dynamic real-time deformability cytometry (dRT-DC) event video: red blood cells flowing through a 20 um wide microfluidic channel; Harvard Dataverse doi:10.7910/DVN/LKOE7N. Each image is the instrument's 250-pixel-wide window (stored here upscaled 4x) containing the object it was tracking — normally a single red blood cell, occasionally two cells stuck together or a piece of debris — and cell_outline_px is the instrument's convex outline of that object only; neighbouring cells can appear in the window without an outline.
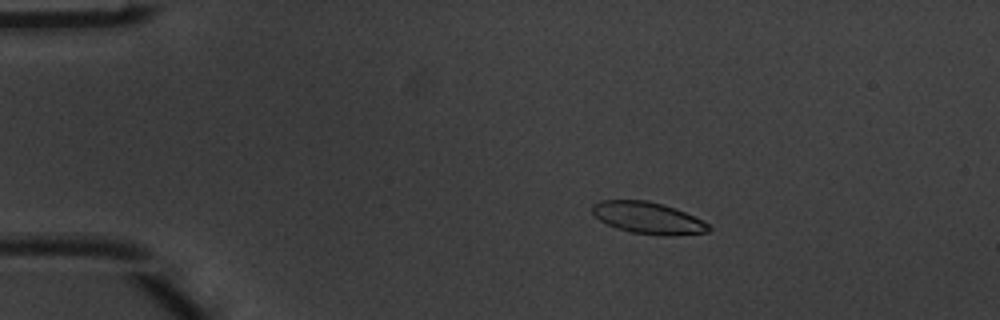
{"species": "common noctule bat (a hibernating species)", "species_latin": "Nyctalus noctula", "temperature_condition": "warm", "stored_images_in_passage": 8, "camera_frame_rate_fps": 3000, "um_per_image_px": 0.085, "animal": {"sex": "male", "body_mass_g": 20.1, "forearm_length_mm": 53.5}, "frame": {"image": 1, "passage_image": 3, "time_ms": 0.667, "image_size_px": [1000, 320], "cell_outline_px": [[712, 228], [708, 232], [668, 236], [664, 236], [632, 232], [616, 228], [600, 220], [592, 212], [592, 204], [600, 200], [648, 200], [664, 204], [676, 208], [704, 220]], "centroid_in_image_um": [55.11, 18.51], "position_along_channel_um": 29.9, "area_um2": 21.68}}
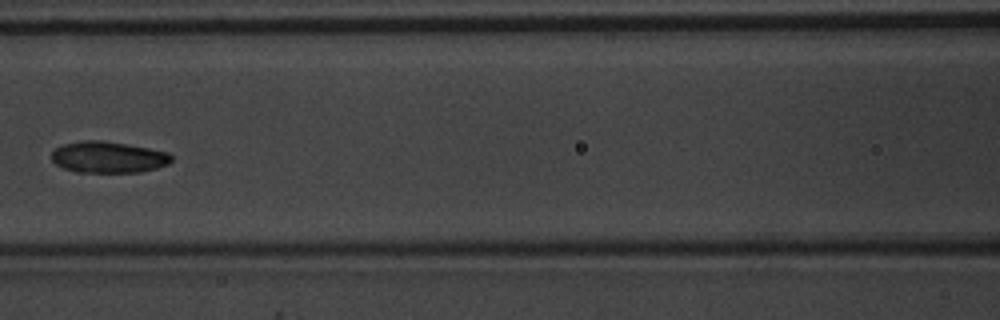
{"frame": {"image": 2, "passage_image": 7, "time_ms": 2.0, "image_size_px": [1000, 320], "cell_outline_px": [[172, 160], [168, 164], [156, 168], [140, 172], [76, 172], [64, 168], [56, 164], [52, 160], [52, 152], [56, 148], [64, 144], [84, 140], [104, 140], [148, 148], [168, 152], [172, 156]], "centroid_in_image_um": [9.21, 13.36], "position_along_channel_um": 157.4, "area_um2": 21.85}}
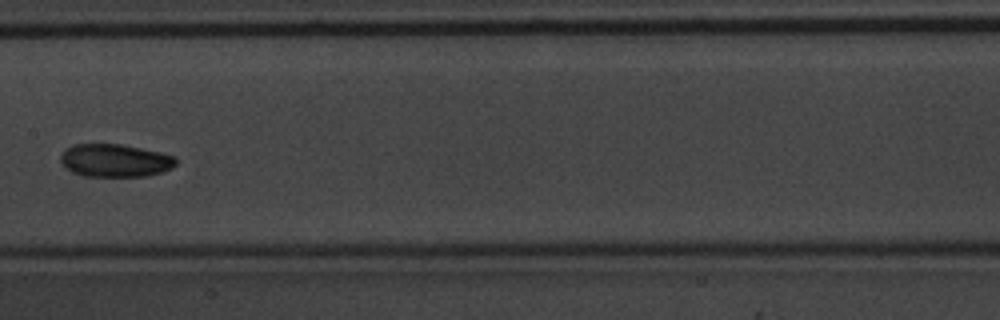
{"frame": {"image": 3, "passage_image": 8, "time_ms": 2.333, "image_size_px": [1000, 320], "cell_outline_px": [[176, 164], [172, 168], [148, 176], [84, 176], [72, 172], [60, 160], [60, 156], [72, 144], [120, 144], [160, 152], [176, 156]], "centroid_in_image_um": [9.8, 13.64], "position_along_channel_um": 197.6, "area_um2": 21.96}}